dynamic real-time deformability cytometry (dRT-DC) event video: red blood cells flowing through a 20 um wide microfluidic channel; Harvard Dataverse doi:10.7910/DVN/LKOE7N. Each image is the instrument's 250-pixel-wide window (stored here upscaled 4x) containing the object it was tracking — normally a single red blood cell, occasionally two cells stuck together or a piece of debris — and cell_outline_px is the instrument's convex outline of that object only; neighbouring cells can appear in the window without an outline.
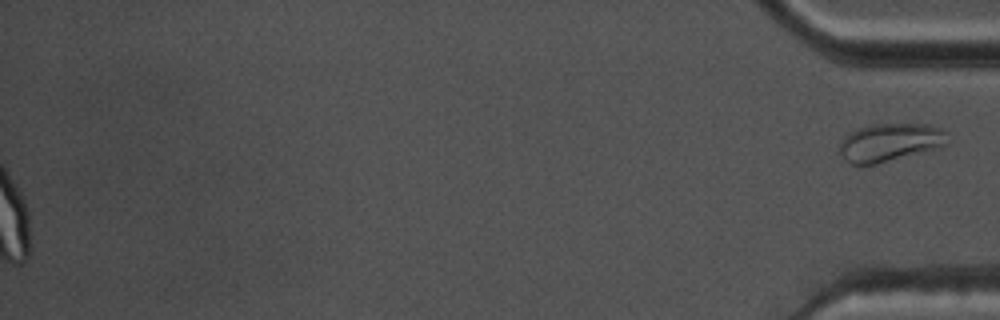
{"species": "common noctule bat (a hibernating species)", "species_latin": "Nyctalus noctula", "temperature_condition": "warm", "stored_images_in_passage": 44, "segment_of_instrument_passage": [2, 2], "camera_frame_rate_fps": 3000, "um_per_image_px": 0.085, "animal": {"sex": "male", "body_mass_g": 17.5, "forearm_length_mm": 52.3}, "frame": {"image": 1, "passage_image": 44, "time_ms": 14.333, "image_size_px": [1000, 320], "cell_outline_px": [[948, 144], [940, 148], [876, 164], [848, 164], [844, 160], [840, 152], [840, 144], [844, 136], [868, 124], [928, 124], [944, 128]], "centroid_in_image_um": [75.68, 12.1], "position_along_channel_um": 359.5, "area_um2": 24.1}}